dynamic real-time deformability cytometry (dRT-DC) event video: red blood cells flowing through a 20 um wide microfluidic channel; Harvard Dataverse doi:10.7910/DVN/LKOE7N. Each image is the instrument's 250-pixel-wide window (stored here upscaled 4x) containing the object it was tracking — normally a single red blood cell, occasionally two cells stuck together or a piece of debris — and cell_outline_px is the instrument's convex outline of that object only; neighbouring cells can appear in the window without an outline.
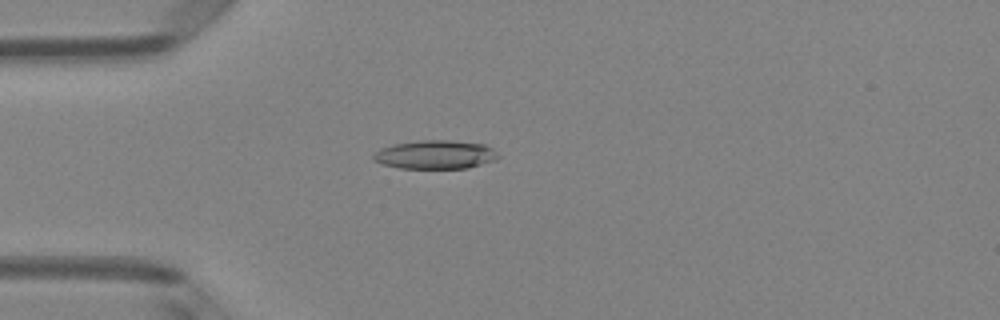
{"species": "Egyptian fruit bat (a non-hibernating species)", "species_latin": "Rousettus aegyptiacus", "temperature_condition": "room temperature", "stored_images_in_passage": 4, "camera_frame_rate_fps": 3000, "um_per_image_px": 0.085, "animal": {"sex": "female"}, "frame": {"image": 1, "passage_image": 3, "time_ms": 0.667, "image_size_px": [1000, 320], "cell_outline_px": [[500, 156], [496, 160], [468, 168], [400, 168], [384, 164], [372, 160], [372, 156], [380, 148], [392, 144], [420, 140], [452, 140], [484, 144], [492, 148]], "centroid_in_image_um": [37.01, 13.13], "position_along_channel_um": 48.0, "area_um2": 20.92}}